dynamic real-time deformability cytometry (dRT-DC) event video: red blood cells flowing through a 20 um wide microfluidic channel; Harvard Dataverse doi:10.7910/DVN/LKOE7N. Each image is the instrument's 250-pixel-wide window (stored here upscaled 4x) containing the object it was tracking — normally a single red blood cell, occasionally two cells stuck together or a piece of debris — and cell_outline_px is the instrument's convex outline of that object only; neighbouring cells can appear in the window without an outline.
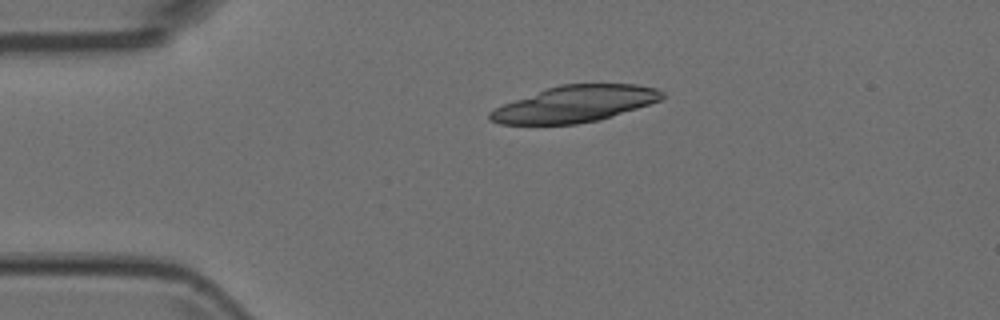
{"species": "Egyptian fruit bat (a non-hibernating species)", "species_latin": "Rousettus aegyptiacus", "temperature_condition": "room temperature", "stored_images_in_passage": 2, "camera_frame_rate_fps": 3000, "um_per_image_px": 0.085, "animal": {"sex": "female"}, "frame": {"image": 1, "passage_image": 1, "time_ms": 0.0, "image_size_px": [1000, 320], "cell_outline_px": [[664, 96], [660, 100], [600, 120], [576, 124], [500, 124], [488, 120], [488, 112], [504, 104], [548, 88], [560, 84], [636, 84], [656, 88], [664, 92]], "centroid_in_image_um": [48.86, 8.84], "position_along_channel_um": 36.1, "area_um2": 36.13}}